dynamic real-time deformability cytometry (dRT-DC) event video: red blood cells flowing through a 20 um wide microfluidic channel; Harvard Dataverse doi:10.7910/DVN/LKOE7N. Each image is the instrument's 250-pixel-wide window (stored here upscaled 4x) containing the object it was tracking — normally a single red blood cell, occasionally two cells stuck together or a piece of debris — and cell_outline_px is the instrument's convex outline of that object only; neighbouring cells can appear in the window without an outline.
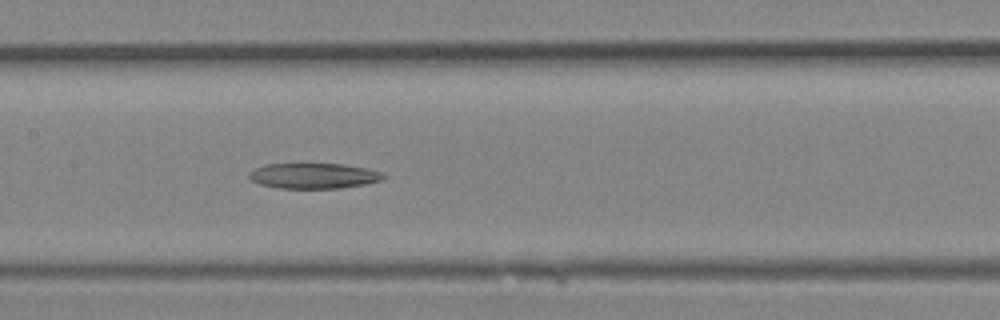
{"species": "Egyptian fruit bat (a non-hibernating species)", "species_latin": "Rousettus aegyptiacus", "temperature_condition": "room temperature", "stored_images_in_passage": 12, "camera_frame_rate_fps": 3000, "um_per_image_px": 0.085, "animal": {"sex": "female"}, "frame": {"image": 1, "passage_image": 12, "time_ms": 3.667, "image_size_px": [1000, 320], "cell_outline_px": [[388, 176], [384, 180], [364, 184], [340, 188], [280, 188], [260, 184], [248, 180], [248, 172], [256, 168], [268, 164], [344, 164], [368, 168], [384, 172]], "centroid_in_image_um": [26.71, 14.94], "position_along_channel_um": 180.7, "area_um2": 20.11}}